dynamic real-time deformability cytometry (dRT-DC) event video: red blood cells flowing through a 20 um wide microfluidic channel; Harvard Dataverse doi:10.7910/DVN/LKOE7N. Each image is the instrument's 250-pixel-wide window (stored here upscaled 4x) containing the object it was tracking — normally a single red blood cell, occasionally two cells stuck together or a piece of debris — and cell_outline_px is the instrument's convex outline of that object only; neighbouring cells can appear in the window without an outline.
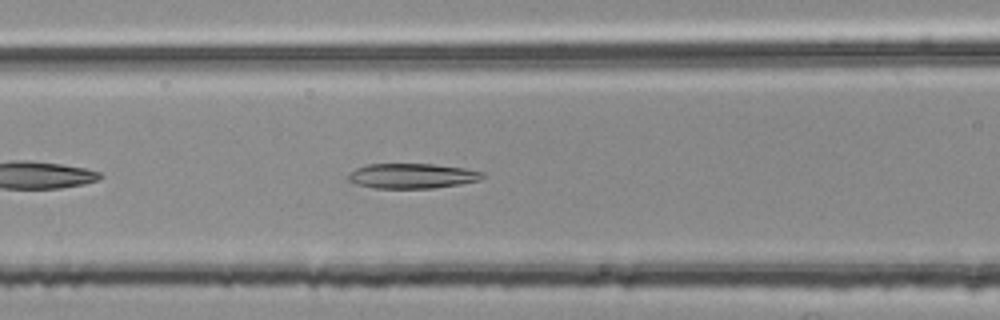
{"species": "common noctule bat (a hibernating species)", "species_latin": "Nyctalus noctula", "temperature_condition": "room temperature", "stored_images_in_passage": 37, "camera_frame_rate_fps": 3000, "um_per_image_px": 0.085, "animal": {"sex": "female", "body_mass_g": 25.1}, "frame": {"image": 1, "passage_image": 9, "time_ms": 2.667, "image_size_px": [1000, 320], "cell_outline_px": [[484, 176], [480, 180], [460, 184], [432, 188], [376, 188], [356, 184], [348, 180], [348, 172], [356, 168], [368, 164], [432, 164], [464, 168], [484, 172]], "centroid_in_image_um": [35.01, 14.95], "position_along_channel_um": 131.6, "area_um2": 19.54}}
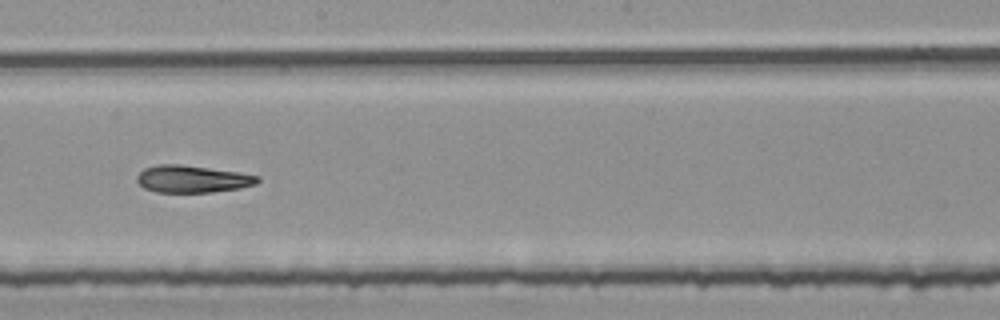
{"frame": {"image": 2, "passage_image": 17, "time_ms": 5.333, "image_size_px": [1000, 320], "cell_outline_px": [[260, 180], [256, 184], [240, 188], [212, 192], [156, 192], [144, 188], [136, 180], [136, 176], [144, 168], [160, 164], [180, 164], [236, 172], [260, 176]], "centroid_in_image_um": [16.33, 15.22], "position_along_channel_um": 231.9, "area_um2": 19.02}}
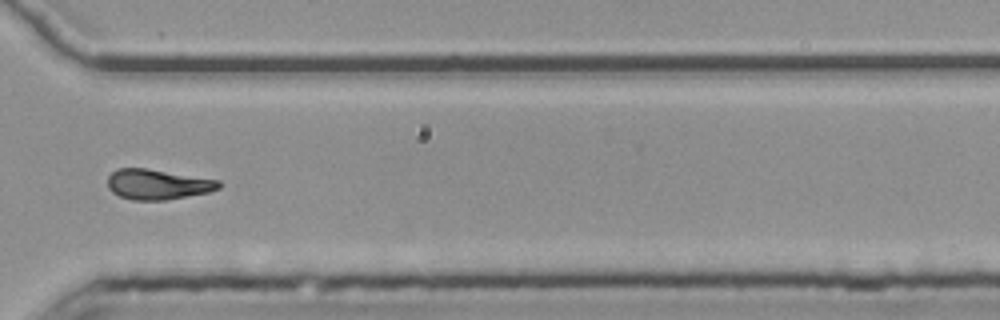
{"frame": {"image": 3, "passage_image": 27, "time_ms": 8.667, "image_size_px": [1000, 320], "cell_outline_px": [[224, 184], [220, 188], [208, 192], [164, 200], [132, 200], [120, 196], [112, 192], [108, 188], [108, 176], [116, 168], [144, 168], [220, 180]], "centroid_in_image_um": [13.4, 15.67], "position_along_channel_um": 357.2, "area_um2": 19.54}, "authors_computed_cell_mechanics": {"area_um2": 19.4208, "velocity_mm_per_s": 3.7665, "shape_relaxation_time_tau1_ms": null, "shape_relaxation_time_tau2_ms": 7.983, "deformation_change_tau1": null, "deformation_change_tau2": 0.1961}}